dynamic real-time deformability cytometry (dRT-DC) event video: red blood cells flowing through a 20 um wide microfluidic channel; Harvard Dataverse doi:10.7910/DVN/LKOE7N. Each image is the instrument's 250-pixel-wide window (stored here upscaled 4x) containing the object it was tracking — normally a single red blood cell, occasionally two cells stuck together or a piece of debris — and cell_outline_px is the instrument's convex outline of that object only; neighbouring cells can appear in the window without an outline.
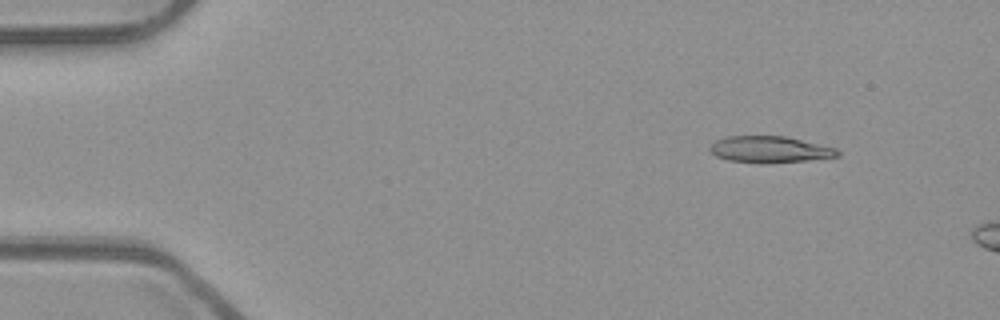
{"species": "common noctule bat (a hibernating species)", "species_latin": "Nyctalus noctula", "temperature_condition": "room temperature", "stored_images_in_passage": 5, "camera_frame_rate_fps": 3000, "um_per_image_px": 0.085, "animal": {"sex": "male", "body_mass_g": 23.1, "forearm_length_mm": 52.7}, "frame": {"image": 1, "passage_image": 2, "time_ms": 0.333, "image_size_px": [1000, 320], "cell_outline_px": [[840, 156], [808, 160], [728, 160], [716, 156], [712, 152], [712, 144], [716, 140], [724, 136], [784, 136], [836, 148], [840, 152]], "centroid_in_image_um": [65.46, 12.65], "position_along_channel_um": 19.5, "area_um2": 18.44}}